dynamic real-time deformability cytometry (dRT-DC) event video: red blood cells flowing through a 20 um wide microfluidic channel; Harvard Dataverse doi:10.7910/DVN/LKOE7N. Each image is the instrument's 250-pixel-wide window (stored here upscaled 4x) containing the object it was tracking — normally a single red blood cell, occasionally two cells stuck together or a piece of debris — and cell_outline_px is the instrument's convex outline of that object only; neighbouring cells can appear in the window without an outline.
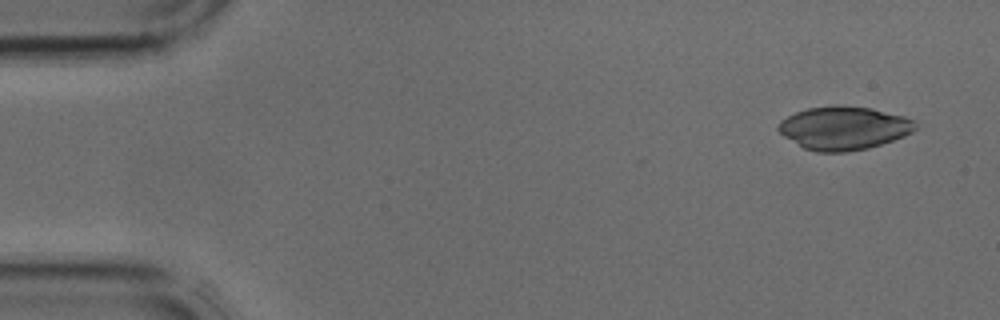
{"species": "common noctule bat (a hibernating species)", "species_latin": "Nyctalus noctula", "temperature_condition": "cold", "stored_images_in_passage": 3, "segment_of_instrument_passage": [2, 2], "camera_frame_rate_fps": 3000, "um_per_image_px": 0.085, "animal": {"sex": "male", "body_mass_g": 17.9, "forearm_length_mm": 54.2}, "frame": {"image": 1, "passage_image": 3, "time_ms": 0.667, "image_size_px": [1000, 320], "cell_outline_px": [[916, 128], [912, 132], [904, 136], [868, 148], [844, 152], [816, 152], [804, 148], [784, 136], [776, 128], [780, 120], [796, 112], [808, 108], [836, 104], [872, 108], [904, 116], [916, 120]], "centroid_in_image_um": [71.72, 10.87], "position_along_channel_um": 13.3, "area_um2": 34.68}}